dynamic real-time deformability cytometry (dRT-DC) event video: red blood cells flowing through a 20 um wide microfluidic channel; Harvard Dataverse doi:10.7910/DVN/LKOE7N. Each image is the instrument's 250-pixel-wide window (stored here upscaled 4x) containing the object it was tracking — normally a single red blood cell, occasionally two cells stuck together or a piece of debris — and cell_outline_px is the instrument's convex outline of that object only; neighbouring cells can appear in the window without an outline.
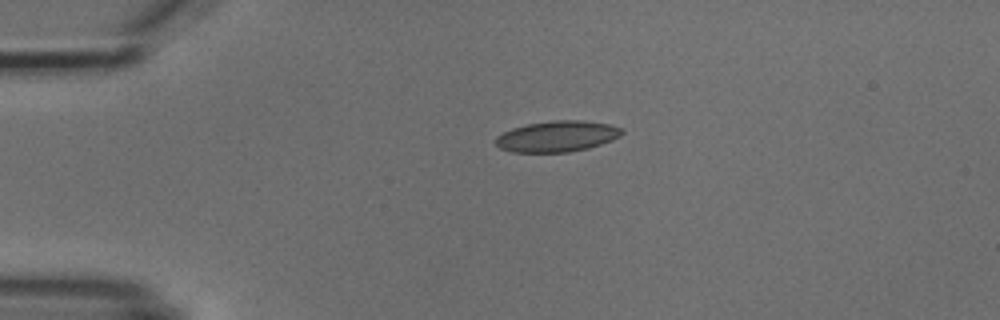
{"species": "common noctule bat (a hibernating species)", "species_latin": "Nyctalus noctula", "temperature_condition": "cold", "stored_images_in_passage": 5, "camera_frame_rate_fps": 3000, "um_per_image_px": 0.085, "animal": {"sex": "male", "body_mass_g": 18.8}, "frame": {"image": 1, "passage_image": 5, "time_ms": 5.667, "image_size_px": [1000, 320], "cell_outline_px": [[624, 132], [620, 136], [612, 140], [588, 148], [568, 152], [512, 152], [500, 148], [496, 144], [496, 136], [512, 128], [528, 124], [552, 120], [580, 120], [608, 124], [624, 128]], "centroid_in_image_um": [47.37, 11.58], "position_along_channel_um": 37.6, "area_um2": 22.72}}